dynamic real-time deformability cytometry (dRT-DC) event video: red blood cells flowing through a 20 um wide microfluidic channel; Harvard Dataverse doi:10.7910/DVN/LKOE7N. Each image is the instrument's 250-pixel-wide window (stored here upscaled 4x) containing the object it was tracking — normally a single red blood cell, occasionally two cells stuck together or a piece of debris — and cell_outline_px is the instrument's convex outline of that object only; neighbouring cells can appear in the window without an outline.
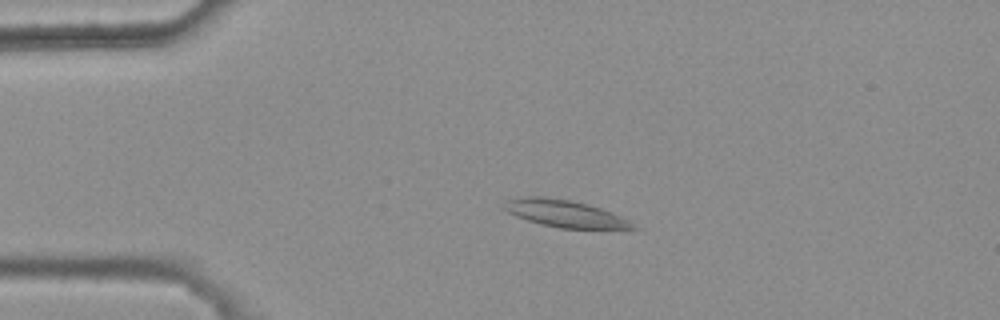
{"species": "common noctule bat (a hibernating species)", "species_latin": "Nyctalus noctula", "temperature_condition": "warm", "stored_images_in_passage": 4, "camera_frame_rate_fps": 3000, "um_per_image_px": 0.085, "animal": {"sex": "female", "body_mass_g": 25.1}, "frame": {"image": 1, "passage_image": 3, "time_ms": 0.667, "image_size_px": [1000, 320], "cell_outline_px": [[640, 228], [560, 228], [540, 224], [516, 216], [508, 212], [504, 208], [504, 200], [528, 196], [544, 196], [568, 200], [600, 208], [612, 212], [628, 220]], "centroid_in_image_um": [47.97, 18.15], "position_along_channel_um": 37.0, "area_um2": 19.94}}